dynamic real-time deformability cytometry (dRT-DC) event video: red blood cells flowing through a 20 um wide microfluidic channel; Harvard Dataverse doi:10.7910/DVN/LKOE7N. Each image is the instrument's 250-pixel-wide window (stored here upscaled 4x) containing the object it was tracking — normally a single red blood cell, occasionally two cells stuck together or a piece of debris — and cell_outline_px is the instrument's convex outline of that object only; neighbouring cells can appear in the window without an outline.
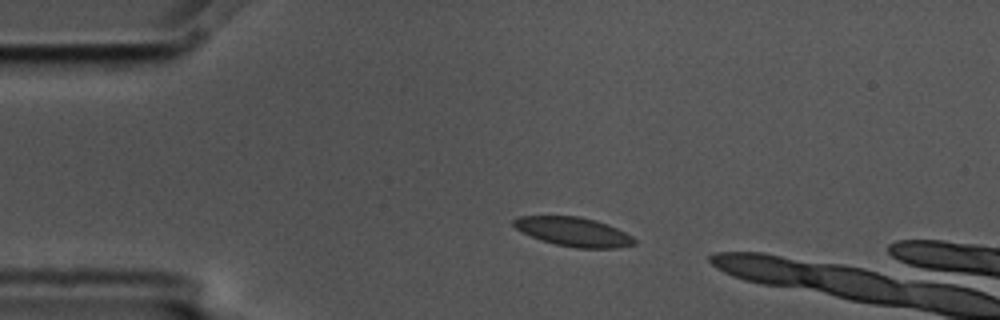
{"species": "common noctule bat (a hibernating species)", "species_latin": "Nyctalus noctula", "temperature_condition": "cold", "stored_images_in_passage": 3, "camera_frame_rate_fps": 3000, "um_per_image_px": 0.085, "animal": {"sex": "male", "body_mass_g": 17.5, "forearm_length_mm": 52.3}, "frame": {"image": 1, "passage_image": 2, "time_ms": 0.333, "image_size_px": [1000, 320], "cell_outline_px": [[636, 244], [620, 248], [576, 248], [556, 244], [540, 240], [516, 228], [512, 224], [512, 220], [520, 216], [580, 216], [596, 220], [608, 224], [632, 236], [636, 240]], "centroid_in_image_um": [48.78, 19.7], "position_along_channel_um": 36.2, "area_um2": 20.46}}